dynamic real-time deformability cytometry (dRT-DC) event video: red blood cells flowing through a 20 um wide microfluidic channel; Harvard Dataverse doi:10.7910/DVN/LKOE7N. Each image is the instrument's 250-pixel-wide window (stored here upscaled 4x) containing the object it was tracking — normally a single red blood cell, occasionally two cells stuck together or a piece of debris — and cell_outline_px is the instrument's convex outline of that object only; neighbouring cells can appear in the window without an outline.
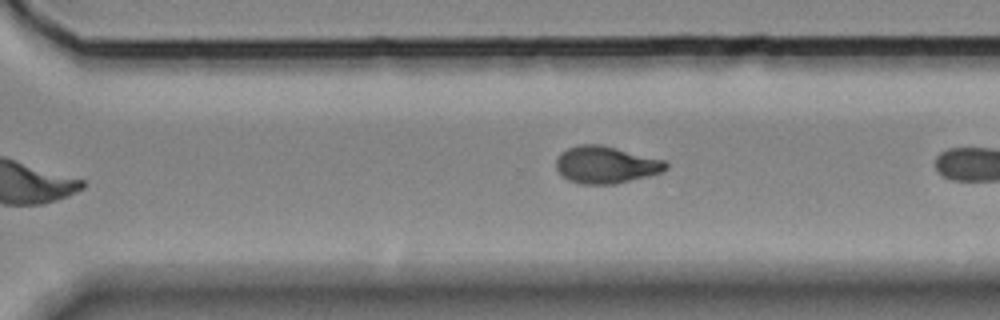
{"species": "Egyptian fruit bat (a non-hibernating species)", "species_latin": "Rousettus aegyptiacus", "temperature_condition": "room temperature", "stored_images_in_passage": 11, "camera_frame_rate_fps": 3000, "um_per_image_px": 0.085, "animal": {"sex": "female"}, "frame": {"image": 1, "passage_image": 11, "time_ms": 12.667, "image_size_px": [1000, 320], "cell_outline_px": [[668, 168], [664, 172], [616, 184], [580, 184], [568, 180], [560, 176], [556, 168], [556, 160], [560, 152], [568, 148], [580, 144], [600, 144], [664, 160], [668, 164]], "centroid_in_image_um": [51.48, 14.02], "position_along_channel_um": 319.1, "area_um2": 23.93}}